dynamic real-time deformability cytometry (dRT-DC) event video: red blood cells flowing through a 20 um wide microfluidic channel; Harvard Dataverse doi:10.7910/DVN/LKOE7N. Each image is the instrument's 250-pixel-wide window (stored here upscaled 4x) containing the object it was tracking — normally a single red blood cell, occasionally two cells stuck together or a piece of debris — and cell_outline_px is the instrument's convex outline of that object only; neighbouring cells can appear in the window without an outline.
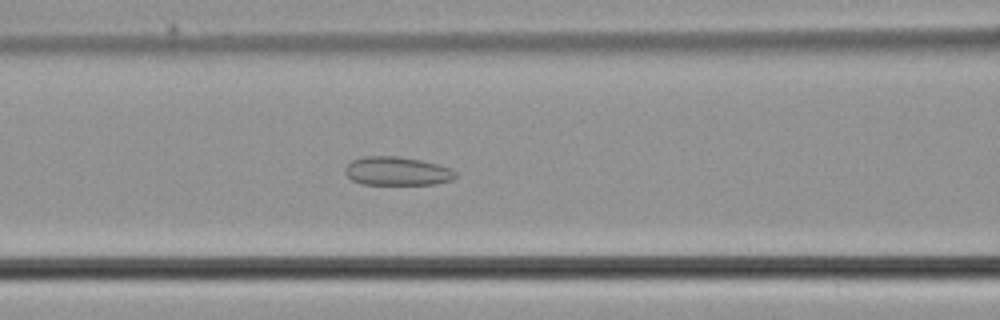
{"species": "common noctule bat (a hibernating species)", "species_latin": "Nyctalus noctula", "temperature_condition": "cold", "stored_images_in_passage": 47, "camera_frame_rate_fps": 3000, "um_per_image_px": 0.085, "animal": {"sex": "male", "body_mass_g": 21.5, "forearm_length_mm": 52.0}, "frame": {"image": 1, "passage_image": 18, "time_ms": 5.667, "image_size_px": [1000, 320], "cell_outline_px": [[456, 176], [452, 180], [436, 184], [364, 184], [352, 180], [344, 172], [344, 168], [352, 160], [364, 156], [396, 156], [420, 160], [436, 164], [448, 168], [456, 172]], "centroid_in_image_um": [33.72, 14.55], "position_along_channel_um": 132.9, "area_um2": 18.26}}
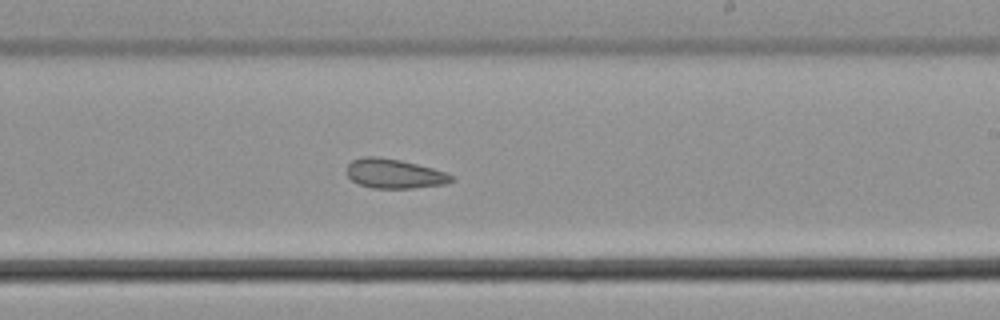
{"frame": {"image": 2, "passage_image": 27, "time_ms": 8.667, "image_size_px": [1000, 320], "cell_outline_px": [[452, 180], [444, 184], [412, 188], [372, 188], [360, 184], [352, 180], [348, 176], [348, 164], [352, 160], [364, 156], [380, 156], [400, 160], [432, 168], [444, 172], [452, 176]], "centroid_in_image_um": [33.48, 14.75], "position_along_channel_um": 255.5, "area_um2": 17.69}}
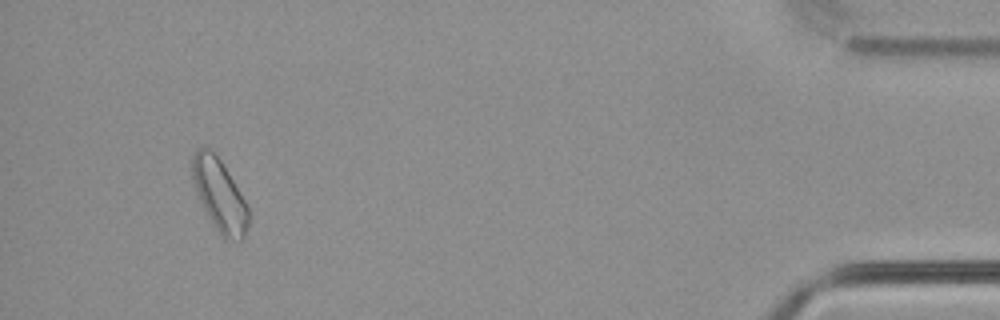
{"frame": {"image": 3, "passage_image": 44, "time_ms": 14.333, "image_size_px": [1000, 320], "cell_outline_px": [[248, 224], [244, 236], [240, 240], [224, 240], [208, 216], [196, 192], [192, 176], [192, 156], [196, 148], [208, 148], [220, 160], [228, 172], [244, 200], [248, 208]], "centroid_in_image_um": [18.64, 16.59], "position_along_channel_um": 416.6, "area_um2": 23.06}}